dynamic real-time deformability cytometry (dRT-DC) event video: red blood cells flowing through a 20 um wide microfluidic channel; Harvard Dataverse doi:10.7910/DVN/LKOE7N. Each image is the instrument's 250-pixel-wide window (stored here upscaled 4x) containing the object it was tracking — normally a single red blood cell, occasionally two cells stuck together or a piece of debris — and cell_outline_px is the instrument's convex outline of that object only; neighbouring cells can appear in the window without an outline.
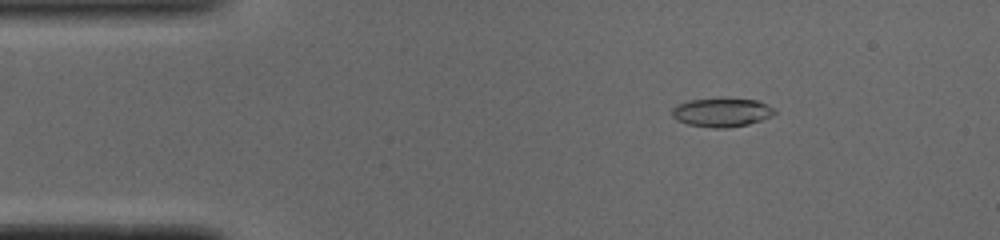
{"species": "common noctule bat (a hibernating species)", "species_latin": "Nyctalus noctula", "temperature_condition": "cold", "stored_images_in_passage": 51, "camera_frame_rate_fps": 3000, "um_per_image_px": 0.085, "animal": {"sex": "male", "body_mass_g": 19.0, "forearm_length_mm": 50.8}, "frame": {"image": 1, "passage_image": 8, "time_ms": 2.333, "image_size_px": [1000, 240], "cell_outline_px": [[776, 112], [772, 116], [748, 124], [724, 128], [712, 128], [688, 124], [676, 120], [672, 116], [672, 108], [676, 104], [692, 100], [756, 100], [768, 104]], "centroid_in_image_um": [61.32, 9.58], "position_along_channel_um": 23.7, "area_um2": 16.7}}
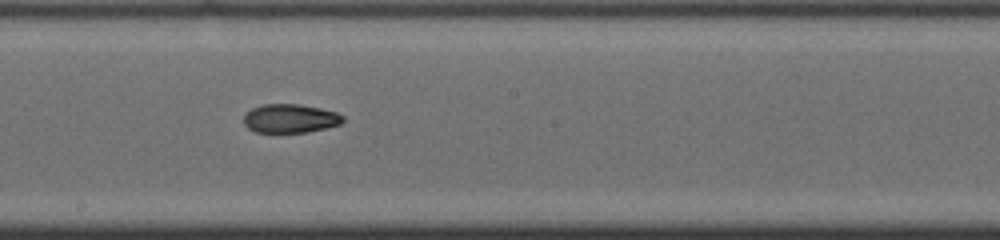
{"frame": {"image": 2, "passage_image": 28, "time_ms": 9.0, "image_size_px": [1000, 240], "cell_outline_px": [[344, 120], [340, 124], [324, 128], [304, 132], [256, 132], [248, 128], [244, 124], [244, 116], [252, 108], [264, 104], [296, 104], [320, 108], [336, 112], [344, 116]], "centroid_in_image_um": [24.66, 10.06], "position_along_channel_um": 223.5, "area_um2": 16.42}}
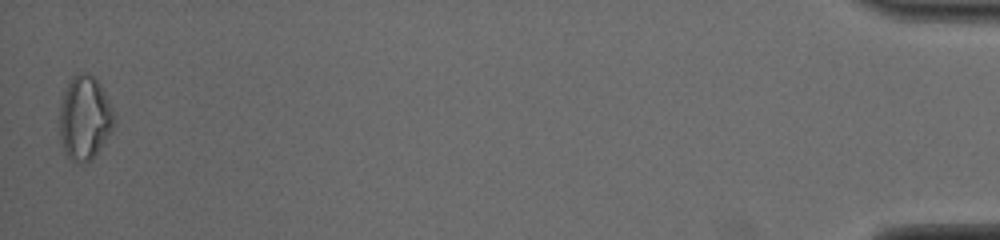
{"frame": {"image": 3, "passage_image": 51, "time_ms": 16.667, "image_size_px": [1000, 240], "cell_outline_px": [[116, 124], [92, 160], [84, 164], [80, 164], [72, 160], [64, 152], [60, 136], [60, 104], [64, 92], [72, 76], [80, 72], [88, 72], [100, 84], [112, 108], [116, 120]], "centroid_in_image_um": [7.2, 10.04], "position_along_channel_um": 428.0, "area_um2": 26.76}, "authors_computed_cell_mechanics": {"area_um2": 17.2822, "velocity_mm_per_s": 3.9259, "shape_relaxation_time_tau1_ms": null, "shape_relaxation_time_tau2_ms": 3.6167, "deformation_change_tau1": null, "deformation_change_tau2": 0.0927}}